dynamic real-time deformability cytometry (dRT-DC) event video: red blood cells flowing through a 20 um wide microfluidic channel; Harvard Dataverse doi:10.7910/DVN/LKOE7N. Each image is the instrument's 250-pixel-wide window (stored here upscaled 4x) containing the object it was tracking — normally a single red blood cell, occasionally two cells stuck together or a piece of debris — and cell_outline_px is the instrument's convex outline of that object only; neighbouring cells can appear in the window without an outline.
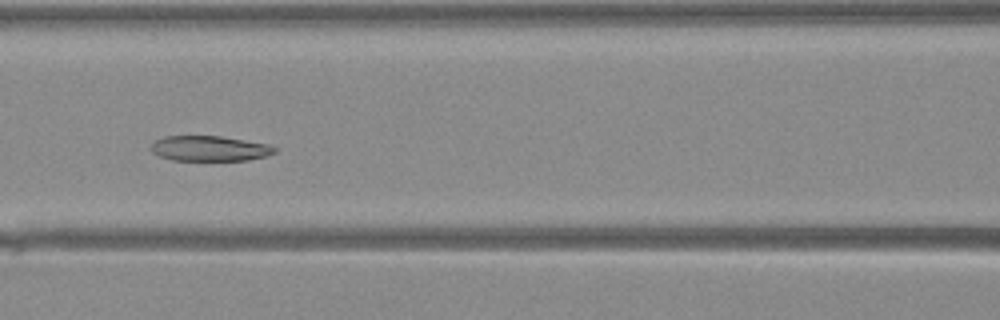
{"species": "Egyptian fruit bat (a non-hibernating species)", "species_latin": "Rousettus aegyptiacus", "temperature_condition": "warm", "stored_images_in_passage": 32, "camera_frame_rate_fps": 3000, "um_per_image_px": 0.085, "animal": {"sex": "female"}, "frame": {"image": 1, "passage_image": 16, "time_ms": 5.0, "image_size_px": [1000, 320], "cell_outline_px": [[280, 148], [276, 152], [264, 156], [248, 160], [172, 160], [160, 156], [152, 152], [148, 148], [156, 140], [164, 136], [220, 136], [268, 144]], "centroid_in_image_um": [17.81, 12.62], "position_along_channel_um": 148.8, "area_um2": 18.21}}
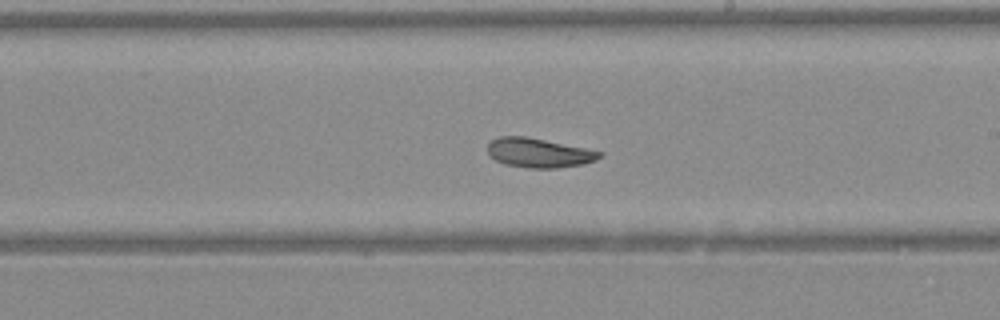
{"frame": {"image": 2, "passage_image": 22, "time_ms": 7.0, "image_size_px": [1000, 320], "cell_outline_px": [[604, 152], [596, 160], [584, 164], [556, 168], [528, 168], [504, 164], [496, 160], [488, 152], [488, 144], [492, 140], [500, 136], [524, 136]], "centroid_in_image_um": [45.8, 13.0], "position_along_channel_um": 243.2, "area_um2": 18.9}}
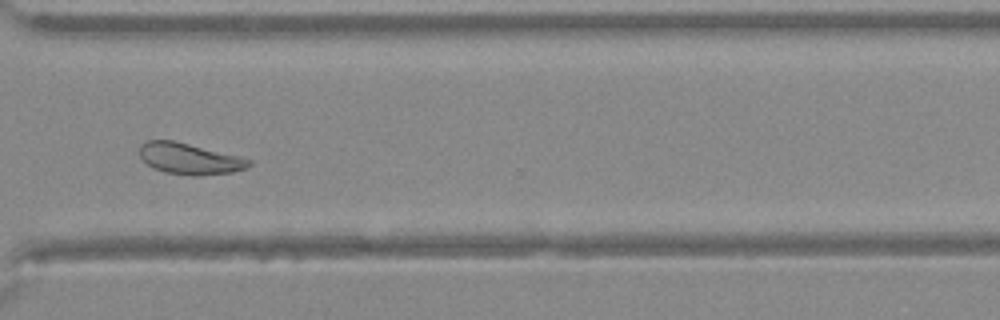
{"frame": {"image": 3, "passage_image": 29, "time_ms": 9.333, "image_size_px": [1000, 320], "cell_outline_px": [[252, 164], [244, 168], [232, 172], [164, 172], [148, 164], [140, 156], [140, 144], [148, 140], [172, 140], [240, 156], [252, 160]], "centroid_in_image_um": [16.09, 13.42], "position_along_channel_um": 354.5, "area_um2": 18.61}}